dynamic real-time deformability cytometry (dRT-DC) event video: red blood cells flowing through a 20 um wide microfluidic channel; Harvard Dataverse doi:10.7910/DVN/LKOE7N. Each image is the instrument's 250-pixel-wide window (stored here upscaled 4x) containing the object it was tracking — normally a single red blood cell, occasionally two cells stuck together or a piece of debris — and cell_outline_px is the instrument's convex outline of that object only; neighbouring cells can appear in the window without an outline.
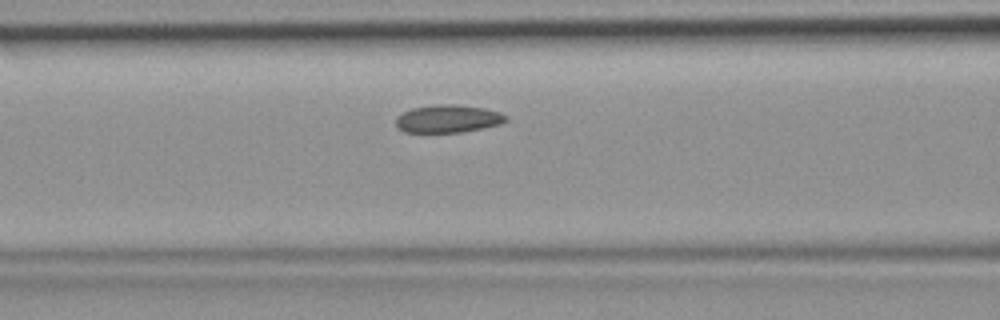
{"species": "common noctule bat (a hibernating species)", "species_latin": "Nyctalus noctula", "temperature_condition": "room temperature", "stored_images_in_passage": 39, "camera_frame_rate_fps": 3000, "um_per_image_px": 0.085, "animal": {"sex": "female", "body_mass_g": 19.9}, "frame": {"image": 1, "passage_image": 11, "time_ms": 3.333, "image_size_px": [1000, 320], "cell_outline_px": [[508, 120], [500, 124], [484, 128], [460, 132], [404, 132], [396, 124], [396, 116], [412, 108], [436, 104], [452, 104], [484, 108], [500, 112], [508, 116]], "centroid_in_image_um": [38.1, 10.09], "position_along_channel_um": 128.5, "area_um2": 17.8}}
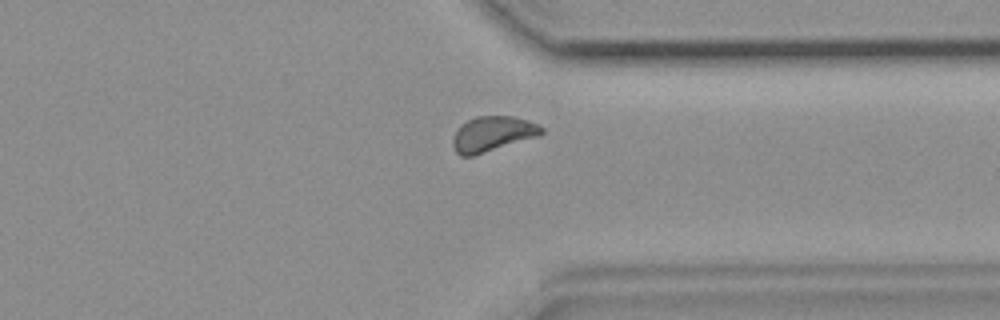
{"frame": {"image": 2, "passage_image": 28, "time_ms": 9.0, "image_size_px": [1000, 320], "cell_outline_px": [[544, 132], [540, 136], [472, 156], [460, 156], [456, 152], [452, 144], [452, 140], [460, 124], [476, 116], [516, 116], [540, 124], [544, 128]], "centroid_in_image_um": [41.9, 11.37], "position_along_channel_um": 369.5, "area_um2": 18.38}}
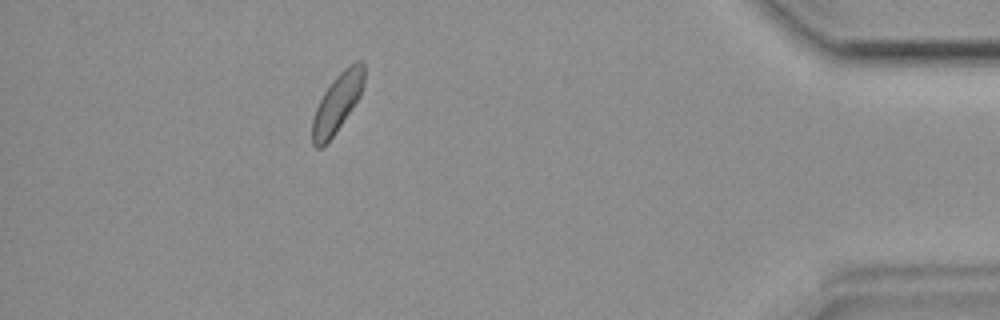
{"frame": {"image": 3, "passage_image": 34, "time_ms": 11.0, "image_size_px": [1000, 320], "cell_outline_px": [[364, 84], [360, 96], [332, 136], [320, 148], [316, 148], [312, 144], [312, 120], [316, 108], [324, 92], [332, 80], [344, 68], [356, 60], [364, 60]], "centroid_in_image_um": [28.67, 8.69], "position_along_channel_um": 406.5, "area_um2": 17.4}}